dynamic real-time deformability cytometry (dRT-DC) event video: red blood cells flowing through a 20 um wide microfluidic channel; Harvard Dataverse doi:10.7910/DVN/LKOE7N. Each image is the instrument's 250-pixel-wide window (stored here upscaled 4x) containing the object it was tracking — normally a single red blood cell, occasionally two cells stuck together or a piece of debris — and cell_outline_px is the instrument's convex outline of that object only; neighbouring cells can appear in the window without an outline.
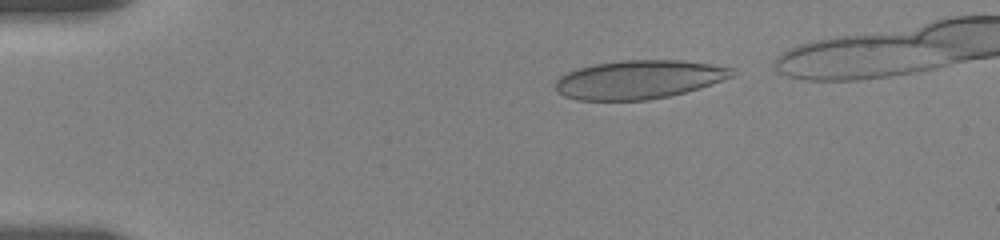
{"species": "human", "species_latin": "Homo sapiens", "temperature_condition": "room temperature", "stored_images_in_passage": 44, "camera_frame_rate_fps": 3000, "um_per_image_px": 0.085, "donor": {"sex": "female"}, "frame": {"image": 1, "passage_image": 3, "time_ms": 0.667, "image_size_px": [1000, 240], "cell_outline_px": [[740, 72], [732, 76], [684, 92], [668, 96], [648, 100], [576, 100], [564, 96], [556, 88], [556, 80], [560, 76], [568, 72], [580, 68], [596, 64], [620, 60], [680, 60], [712, 64], [736, 68]], "centroid_in_image_um": [54.32, 6.75], "position_along_channel_um": 30.7, "area_um2": 39.48}}
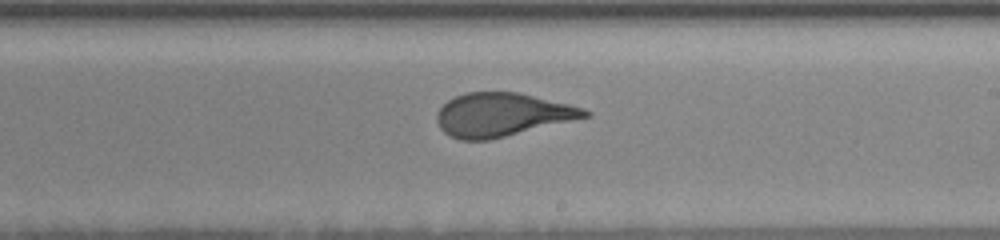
{"frame": {"image": 2, "passage_image": 26, "time_ms": 8.333, "image_size_px": [1000, 240], "cell_outline_px": [[592, 116], [488, 140], [460, 140], [444, 132], [440, 128], [436, 120], [436, 112], [448, 100], [456, 96], [468, 92], [520, 92], [584, 108], [592, 112]], "centroid_in_image_um": [42.68, 9.74], "position_along_channel_um": 246.3, "area_um2": 37.4}}
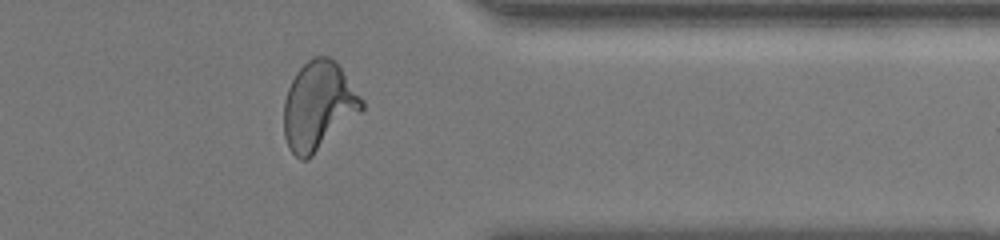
{"frame": {"image": 3, "passage_image": 38, "time_ms": 12.333, "image_size_px": [1000, 240], "cell_outline_px": [[364, 108], [360, 112], [308, 160], [300, 160], [288, 148], [284, 136], [284, 100], [288, 88], [296, 72], [312, 56], [328, 56], [336, 60], [364, 100]], "centroid_in_image_um": [27.06, 8.99], "position_along_channel_um": 384.3, "area_um2": 40.23}}